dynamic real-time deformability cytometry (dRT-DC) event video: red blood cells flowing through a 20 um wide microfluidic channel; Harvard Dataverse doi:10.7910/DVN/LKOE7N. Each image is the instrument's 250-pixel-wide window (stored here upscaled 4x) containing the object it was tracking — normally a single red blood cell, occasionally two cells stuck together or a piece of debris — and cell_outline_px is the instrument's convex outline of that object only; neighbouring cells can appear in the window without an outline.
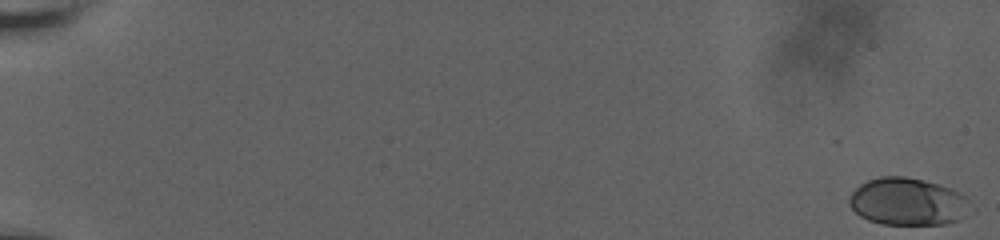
{"species": "human", "species_latin": "Homo sapiens", "temperature_condition": "room temperature", "stored_images_in_passage": 61, "camera_frame_rate_fps": 3000, "um_per_image_px": 0.085, "donor": {"sex": "male"}, "frame": {"image": 1, "passage_image": 1, "time_ms": 0.0, "image_size_px": [1000, 240], "cell_outline_px": [[976, 212], [960, 220], [944, 224], [884, 224], [868, 220], [860, 216], [848, 204], [848, 200], [852, 192], [860, 184], [868, 180], [880, 176], [904, 176], [924, 180], [960, 192], [976, 208]], "centroid_in_image_um": [77.24, 17.15], "position_along_channel_um": 7.8, "area_um2": 33.99}}
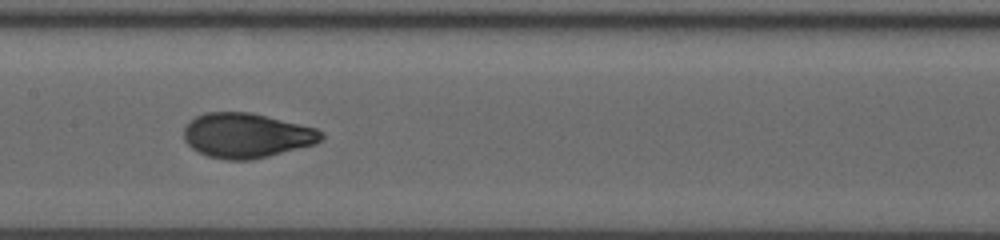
{"frame": {"image": 2, "passage_image": 34, "time_ms": 11.0, "image_size_px": [1000, 240], "cell_outline_px": [[324, 136], [316, 144], [252, 160], [224, 160], [208, 156], [192, 148], [184, 140], [184, 128], [196, 116], [204, 112], [252, 112], [316, 128], [324, 132]], "centroid_in_image_um": [20.97, 11.51], "position_along_channel_um": 186.4, "area_um2": 35.89}}
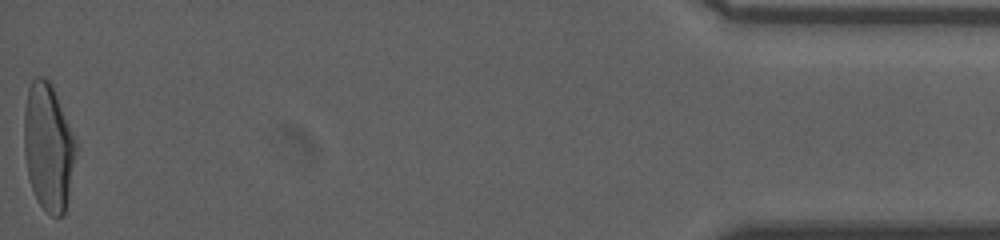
{"frame": {"image": 3, "passage_image": 61, "time_ms": 20.0, "image_size_px": [1000, 240], "cell_outline_px": [[76, 152], [68, 196], [64, 216], [52, 216], [36, 200], [28, 176], [24, 156], [24, 108], [28, 88], [32, 80], [36, 76], [40, 76], [48, 80], [52, 84], [76, 140]], "centroid_in_image_um": [4.09, 12.48], "position_along_channel_um": 431.1, "area_um2": 38.44}, "authors_computed_cell_mechanics": {"area_um2": 35.1424, "velocity_mm_per_s": 3.6667, "shape_relaxation_time_tau1_ms": 3.5796, "shape_relaxation_time_tau2_ms": null, "deformation_change_tau1": 0.1824, "deformation_change_tau2": null}}